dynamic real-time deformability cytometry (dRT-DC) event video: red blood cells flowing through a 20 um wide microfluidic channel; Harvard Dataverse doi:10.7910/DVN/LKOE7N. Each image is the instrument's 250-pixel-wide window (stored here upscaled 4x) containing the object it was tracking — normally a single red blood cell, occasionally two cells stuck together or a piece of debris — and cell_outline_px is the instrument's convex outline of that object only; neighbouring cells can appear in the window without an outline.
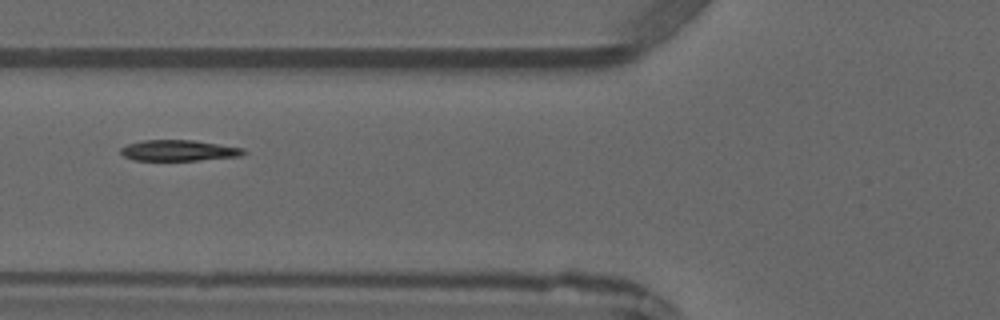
{"species": "common noctule bat (a hibernating species)", "species_latin": "Nyctalus noctula", "temperature_condition": "warm", "stored_images_in_passage": 3, "camera_frame_rate_fps": 3000, "um_per_image_px": 0.085, "animal": {"sex": "male", "forearm_length_mm": 52.5}, "frame": {"image": 1, "passage_image": 2, "time_ms": 1.0, "image_size_px": [1000, 320], "cell_outline_px": [[248, 152], [240, 156], [196, 160], [136, 160], [124, 156], [120, 152], [120, 148], [128, 144], [144, 140], [192, 140], [244, 148]], "centroid_in_image_um": [15.2, 12.79], "position_along_channel_um": 110.6, "area_um2": 14.8}}